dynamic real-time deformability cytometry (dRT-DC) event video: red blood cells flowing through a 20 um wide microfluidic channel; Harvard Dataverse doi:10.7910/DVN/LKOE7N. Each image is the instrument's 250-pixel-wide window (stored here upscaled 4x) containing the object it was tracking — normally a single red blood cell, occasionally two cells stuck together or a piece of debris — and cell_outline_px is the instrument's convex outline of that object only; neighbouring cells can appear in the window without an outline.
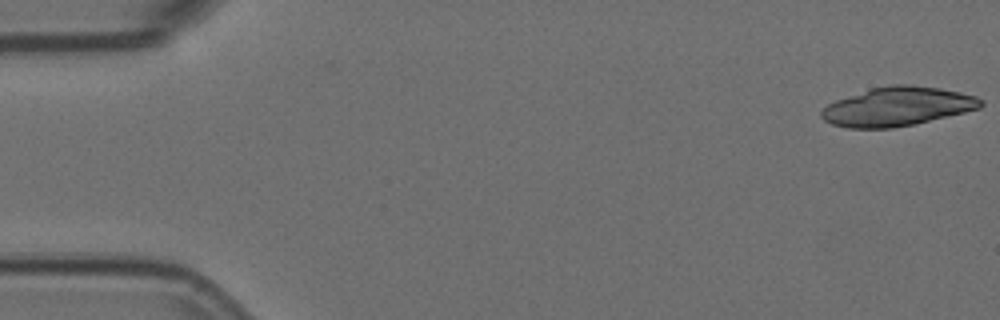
{"species": "Egyptian fruit bat (a non-hibernating species)", "species_latin": "Rousettus aegyptiacus", "temperature_condition": "room temperature", "stored_images_in_passage": 16, "camera_frame_rate_fps": 3000, "um_per_image_px": 0.085, "animal": {"sex": "female"}, "frame": {"image": 1, "passage_image": 1, "time_ms": 0.0, "image_size_px": [1000, 320], "cell_outline_px": [[984, 104], [980, 108], [916, 124], [892, 128], [848, 128], [832, 124], [824, 120], [820, 116], [820, 112], [828, 104], [836, 100], [872, 88], [892, 84], [912, 84], [940, 88], [960, 92], [976, 96], [984, 100]], "centroid_in_image_um": [76.3, 9.05], "position_along_channel_um": 8.7, "area_um2": 36.18}}